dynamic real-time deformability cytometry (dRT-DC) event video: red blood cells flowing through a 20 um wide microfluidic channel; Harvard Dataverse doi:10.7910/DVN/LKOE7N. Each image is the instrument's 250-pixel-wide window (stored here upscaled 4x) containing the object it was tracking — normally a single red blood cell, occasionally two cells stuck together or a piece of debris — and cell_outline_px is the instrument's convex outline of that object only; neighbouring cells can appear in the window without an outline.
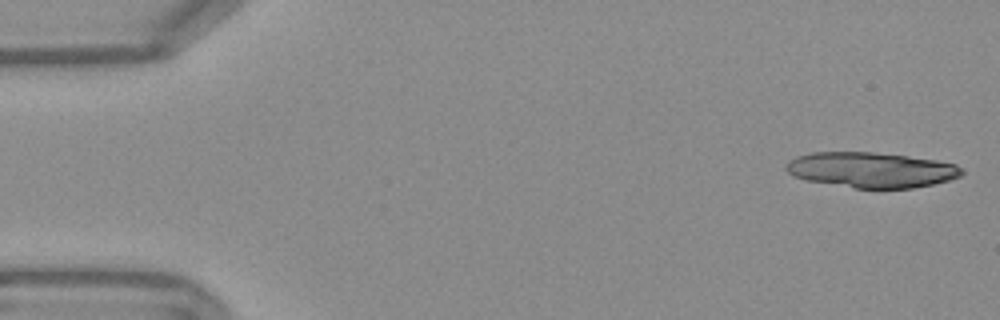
{"species": "Egyptian fruit bat (a non-hibernating species)", "species_latin": "Rousettus aegyptiacus", "temperature_condition": "warm", "stored_images_in_passage": 17, "camera_frame_rate_fps": 3000, "um_per_image_px": 0.085, "frame": {"image": 1, "passage_image": 1, "time_ms": 0.0, "image_size_px": [1000, 320], "cell_outline_px": [[964, 172], [960, 176], [948, 180], [932, 184], [912, 188], [856, 188], [808, 180], [792, 176], [784, 168], [784, 164], [788, 160], [796, 156], [812, 152], [872, 152], [908, 156], [936, 160], [956, 164], [964, 168]], "centroid_in_image_um": [74.04, 14.43], "position_along_channel_um": 11.0, "area_um2": 36.24}}